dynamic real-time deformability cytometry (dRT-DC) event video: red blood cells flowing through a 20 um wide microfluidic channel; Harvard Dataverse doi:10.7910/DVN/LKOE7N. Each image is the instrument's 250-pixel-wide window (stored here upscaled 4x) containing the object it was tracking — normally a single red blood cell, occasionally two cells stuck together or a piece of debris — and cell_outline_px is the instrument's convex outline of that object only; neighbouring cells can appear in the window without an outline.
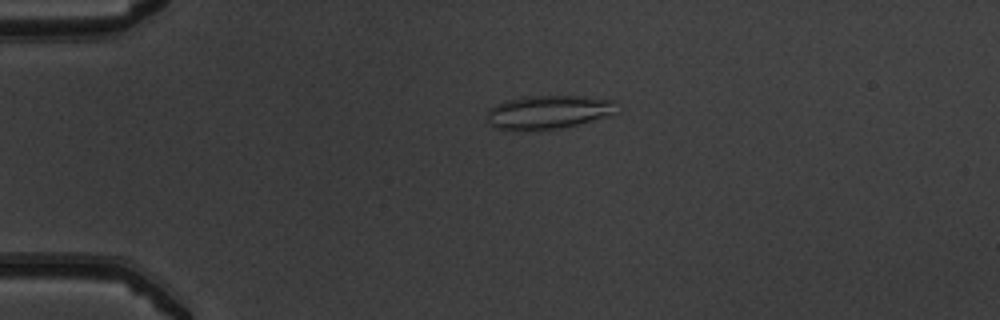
{"species": "common noctule bat (a hibernating species)", "species_latin": "Nyctalus noctula", "temperature_condition": "warm", "stored_images_in_passage": 42, "camera_frame_rate_fps": 3000, "um_per_image_px": 0.085, "animal": {"sex": "male", "body_mass_g": 19.5, "forearm_length_mm": 54.6}, "frame": {"image": 1, "passage_image": 3, "time_ms": 0.667, "image_size_px": [1000, 320], "cell_outline_px": [[616, 112], [608, 116], [564, 128], [532, 132], [512, 132], [496, 128], [488, 124], [484, 116], [488, 108], [496, 104], [508, 100], [524, 96], [584, 96], [616, 100]], "centroid_in_image_um": [46.53, 9.57], "position_along_channel_um": 38.5, "area_um2": 26.47}}
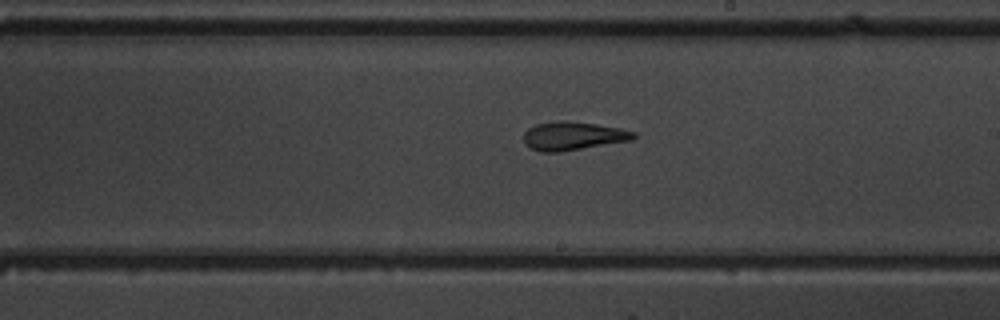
{"frame": {"image": 2, "passage_image": 21, "time_ms": 6.667, "image_size_px": [1000, 320], "cell_outline_px": [[636, 136], [632, 140], [556, 152], [540, 152], [524, 144], [524, 132], [528, 128], [536, 124], [560, 120], [596, 124], [620, 128], [636, 132]], "centroid_in_image_um": [48.69, 11.55], "position_along_channel_um": 240.3, "area_um2": 18.03}}
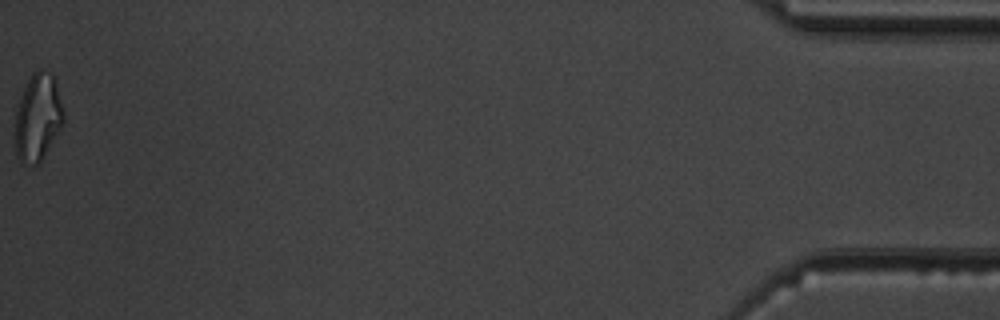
{"frame": {"image": 3, "passage_image": 42, "time_ms": 13.667, "image_size_px": [1000, 320], "cell_outline_px": [[64, 124], [40, 160], [36, 164], [24, 164], [16, 156], [16, 108], [20, 96], [32, 72], [52, 72], [56, 84], [64, 112]], "centroid_in_image_um": [3.22, 9.98], "position_along_channel_um": 432.0, "area_um2": 24.22}, "authors_computed_cell_mechanics": {"area_um2": 18.5538, "velocity_mm_per_s": 4.0394, "shape_relaxation_time_tau1_ms": null, "shape_relaxation_time_tau2_ms": 3.8463, "deformation_change_tau1": null, "deformation_change_tau2": 0.1472}}